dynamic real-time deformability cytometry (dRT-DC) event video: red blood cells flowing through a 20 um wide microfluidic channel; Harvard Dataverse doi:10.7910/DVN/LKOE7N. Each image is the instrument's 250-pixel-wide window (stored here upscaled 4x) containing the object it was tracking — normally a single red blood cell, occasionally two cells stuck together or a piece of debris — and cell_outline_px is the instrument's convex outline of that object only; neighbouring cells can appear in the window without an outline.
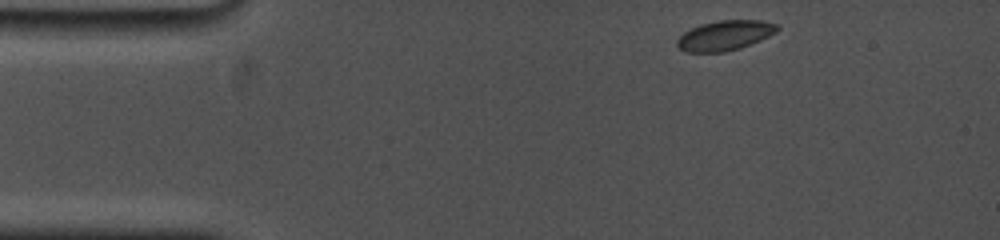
{"species": "common noctule bat (a hibernating species)", "species_latin": "Nyctalus noctula", "temperature_condition": "cold", "stored_images_in_passage": 58, "camera_frame_rate_fps": 5000, "um_per_image_px": 0.085, "animal": {"sex": "female", "body_mass_g": 19.0, "forearm_length_mm": 53.3}, "frame": {"image": 1, "passage_image": 1, "time_ms": 0.0, "image_size_px": [1000, 240], "cell_outline_px": [[780, 28], [776, 32], [760, 40], [740, 48], [724, 52], [688, 52], [680, 48], [676, 44], [676, 40], [684, 32], [700, 24], [720, 20], [764, 20], [776, 24]], "centroid_in_image_um": [61.62, 3.0], "position_along_channel_um": 23.4, "area_um2": 17.4}}
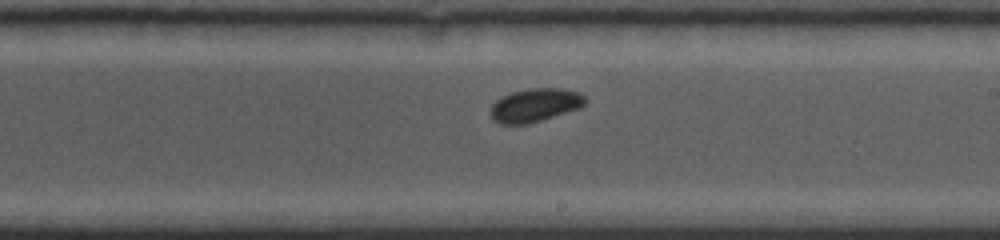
{"frame": {"image": 2, "passage_image": 33, "time_ms": 7.8, "image_size_px": [1000, 240], "cell_outline_px": [[588, 100], [580, 108], [528, 124], [500, 124], [492, 120], [488, 112], [492, 104], [500, 96], [512, 92], [528, 88], [560, 88], [580, 92]], "centroid_in_image_um": [45.44, 8.93], "position_along_channel_um": 243.6, "area_um2": 18.73}}
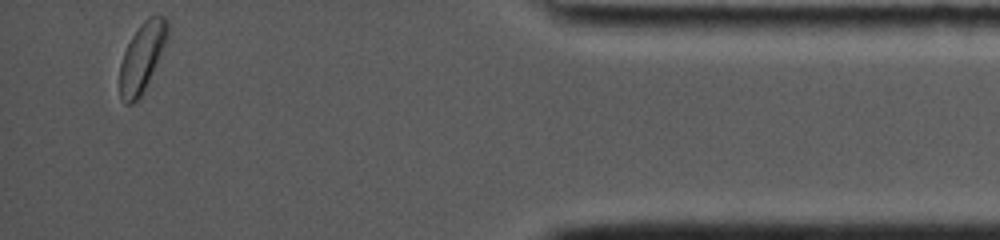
{"frame": {"image": 3, "passage_image": 58, "time_ms": 13.8, "image_size_px": [1000, 240], "cell_outline_px": [[168, 36], [152, 72], [140, 96], [132, 104], [124, 104], [120, 100], [120, 64], [124, 52], [132, 36], [140, 24], [148, 16], [168, 16]], "centroid_in_image_um": [12.06, 4.84], "position_along_channel_um": 423.1, "area_um2": 18.84}, "authors_computed_cell_mechanics": {"area_um2": 18.0625, "velocity_mm_per_s": 3.6719, "shape_relaxation_time_tau1_ms": 4.3343, "shape_relaxation_time_tau2_ms": null, "deformation_change_tau1": 0.1062, "deformation_change_tau2": null}}